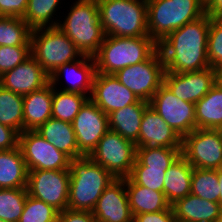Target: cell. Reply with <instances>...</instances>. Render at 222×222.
<instances>
[{
    "label": "cell",
    "instance_id": "cell-29",
    "mask_svg": "<svg viewBox=\"0 0 222 222\" xmlns=\"http://www.w3.org/2000/svg\"><path fill=\"white\" fill-rule=\"evenodd\" d=\"M23 96L0 85V123L23 132Z\"/></svg>",
    "mask_w": 222,
    "mask_h": 222
},
{
    "label": "cell",
    "instance_id": "cell-36",
    "mask_svg": "<svg viewBox=\"0 0 222 222\" xmlns=\"http://www.w3.org/2000/svg\"><path fill=\"white\" fill-rule=\"evenodd\" d=\"M58 212L52 205L28 195L18 222H57Z\"/></svg>",
    "mask_w": 222,
    "mask_h": 222
},
{
    "label": "cell",
    "instance_id": "cell-2",
    "mask_svg": "<svg viewBox=\"0 0 222 222\" xmlns=\"http://www.w3.org/2000/svg\"><path fill=\"white\" fill-rule=\"evenodd\" d=\"M68 209L92 212L103 191L115 178L89 156L71 159Z\"/></svg>",
    "mask_w": 222,
    "mask_h": 222
},
{
    "label": "cell",
    "instance_id": "cell-35",
    "mask_svg": "<svg viewBox=\"0 0 222 222\" xmlns=\"http://www.w3.org/2000/svg\"><path fill=\"white\" fill-rule=\"evenodd\" d=\"M27 196V188L0 189V219L18 222Z\"/></svg>",
    "mask_w": 222,
    "mask_h": 222
},
{
    "label": "cell",
    "instance_id": "cell-34",
    "mask_svg": "<svg viewBox=\"0 0 222 222\" xmlns=\"http://www.w3.org/2000/svg\"><path fill=\"white\" fill-rule=\"evenodd\" d=\"M218 182V170L193 168L191 194L218 202L220 195Z\"/></svg>",
    "mask_w": 222,
    "mask_h": 222
},
{
    "label": "cell",
    "instance_id": "cell-45",
    "mask_svg": "<svg viewBox=\"0 0 222 222\" xmlns=\"http://www.w3.org/2000/svg\"><path fill=\"white\" fill-rule=\"evenodd\" d=\"M218 179H219V187H220V195H219V200L218 203L220 205V208L222 210V167L218 169Z\"/></svg>",
    "mask_w": 222,
    "mask_h": 222
},
{
    "label": "cell",
    "instance_id": "cell-11",
    "mask_svg": "<svg viewBox=\"0 0 222 222\" xmlns=\"http://www.w3.org/2000/svg\"><path fill=\"white\" fill-rule=\"evenodd\" d=\"M149 106L181 138L196 129L195 104L179 99L164 83L149 101Z\"/></svg>",
    "mask_w": 222,
    "mask_h": 222
},
{
    "label": "cell",
    "instance_id": "cell-28",
    "mask_svg": "<svg viewBox=\"0 0 222 222\" xmlns=\"http://www.w3.org/2000/svg\"><path fill=\"white\" fill-rule=\"evenodd\" d=\"M195 120L198 129L222 130V85L218 82L195 103Z\"/></svg>",
    "mask_w": 222,
    "mask_h": 222
},
{
    "label": "cell",
    "instance_id": "cell-21",
    "mask_svg": "<svg viewBox=\"0 0 222 222\" xmlns=\"http://www.w3.org/2000/svg\"><path fill=\"white\" fill-rule=\"evenodd\" d=\"M53 85L23 96V131L36 130L52 117Z\"/></svg>",
    "mask_w": 222,
    "mask_h": 222
},
{
    "label": "cell",
    "instance_id": "cell-43",
    "mask_svg": "<svg viewBox=\"0 0 222 222\" xmlns=\"http://www.w3.org/2000/svg\"><path fill=\"white\" fill-rule=\"evenodd\" d=\"M19 133L13 128L0 123V151L18 147Z\"/></svg>",
    "mask_w": 222,
    "mask_h": 222
},
{
    "label": "cell",
    "instance_id": "cell-18",
    "mask_svg": "<svg viewBox=\"0 0 222 222\" xmlns=\"http://www.w3.org/2000/svg\"><path fill=\"white\" fill-rule=\"evenodd\" d=\"M49 82L50 76L32 55L0 76L1 86L22 96L43 88Z\"/></svg>",
    "mask_w": 222,
    "mask_h": 222
},
{
    "label": "cell",
    "instance_id": "cell-10",
    "mask_svg": "<svg viewBox=\"0 0 222 222\" xmlns=\"http://www.w3.org/2000/svg\"><path fill=\"white\" fill-rule=\"evenodd\" d=\"M165 66L158 49L149 59L119 70L114 76L140 100L149 102L163 84Z\"/></svg>",
    "mask_w": 222,
    "mask_h": 222
},
{
    "label": "cell",
    "instance_id": "cell-5",
    "mask_svg": "<svg viewBox=\"0 0 222 222\" xmlns=\"http://www.w3.org/2000/svg\"><path fill=\"white\" fill-rule=\"evenodd\" d=\"M105 35L114 37L149 36L147 0H97Z\"/></svg>",
    "mask_w": 222,
    "mask_h": 222
},
{
    "label": "cell",
    "instance_id": "cell-4",
    "mask_svg": "<svg viewBox=\"0 0 222 222\" xmlns=\"http://www.w3.org/2000/svg\"><path fill=\"white\" fill-rule=\"evenodd\" d=\"M205 14V0H147L148 34L159 44L174 30Z\"/></svg>",
    "mask_w": 222,
    "mask_h": 222
},
{
    "label": "cell",
    "instance_id": "cell-39",
    "mask_svg": "<svg viewBox=\"0 0 222 222\" xmlns=\"http://www.w3.org/2000/svg\"><path fill=\"white\" fill-rule=\"evenodd\" d=\"M31 56V46H0V76Z\"/></svg>",
    "mask_w": 222,
    "mask_h": 222
},
{
    "label": "cell",
    "instance_id": "cell-12",
    "mask_svg": "<svg viewBox=\"0 0 222 222\" xmlns=\"http://www.w3.org/2000/svg\"><path fill=\"white\" fill-rule=\"evenodd\" d=\"M18 146L21 149L28 171L69 170L71 159L35 130L20 133Z\"/></svg>",
    "mask_w": 222,
    "mask_h": 222
},
{
    "label": "cell",
    "instance_id": "cell-24",
    "mask_svg": "<svg viewBox=\"0 0 222 222\" xmlns=\"http://www.w3.org/2000/svg\"><path fill=\"white\" fill-rule=\"evenodd\" d=\"M45 140L70 159L82 157L78 151L75 132L72 123L51 117L36 130Z\"/></svg>",
    "mask_w": 222,
    "mask_h": 222
},
{
    "label": "cell",
    "instance_id": "cell-25",
    "mask_svg": "<svg viewBox=\"0 0 222 222\" xmlns=\"http://www.w3.org/2000/svg\"><path fill=\"white\" fill-rule=\"evenodd\" d=\"M28 172L19 146L0 151V189L27 188Z\"/></svg>",
    "mask_w": 222,
    "mask_h": 222
},
{
    "label": "cell",
    "instance_id": "cell-14",
    "mask_svg": "<svg viewBox=\"0 0 222 222\" xmlns=\"http://www.w3.org/2000/svg\"><path fill=\"white\" fill-rule=\"evenodd\" d=\"M78 151L89 156L99 140L109 131L106 115L90 98L72 121Z\"/></svg>",
    "mask_w": 222,
    "mask_h": 222
},
{
    "label": "cell",
    "instance_id": "cell-17",
    "mask_svg": "<svg viewBox=\"0 0 222 222\" xmlns=\"http://www.w3.org/2000/svg\"><path fill=\"white\" fill-rule=\"evenodd\" d=\"M92 214L96 222H133L125 178L115 179L103 191Z\"/></svg>",
    "mask_w": 222,
    "mask_h": 222
},
{
    "label": "cell",
    "instance_id": "cell-1",
    "mask_svg": "<svg viewBox=\"0 0 222 222\" xmlns=\"http://www.w3.org/2000/svg\"><path fill=\"white\" fill-rule=\"evenodd\" d=\"M210 20L206 13L174 30L158 44L165 72L184 73L210 67L207 56Z\"/></svg>",
    "mask_w": 222,
    "mask_h": 222
},
{
    "label": "cell",
    "instance_id": "cell-32",
    "mask_svg": "<svg viewBox=\"0 0 222 222\" xmlns=\"http://www.w3.org/2000/svg\"><path fill=\"white\" fill-rule=\"evenodd\" d=\"M180 155L181 148H136V160L133 167L169 168Z\"/></svg>",
    "mask_w": 222,
    "mask_h": 222
},
{
    "label": "cell",
    "instance_id": "cell-7",
    "mask_svg": "<svg viewBox=\"0 0 222 222\" xmlns=\"http://www.w3.org/2000/svg\"><path fill=\"white\" fill-rule=\"evenodd\" d=\"M31 55L49 76L60 66L83 56L57 26L36 28L31 31Z\"/></svg>",
    "mask_w": 222,
    "mask_h": 222
},
{
    "label": "cell",
    "instance_id": "cell-41",
    "mask_svg": "<svg viewBox=\"0 0 222 222\" xmlns=\"http://www.w3.org/2000/svg\"><path fill=\"white\" fill-rule=\"evenodd\" d=\"M133 222H177L172 206L169 209L133 216Z\"/></svg>",
    "mask_w": 222,
    "mask_h": 222
},
{
    "label": "cell",
    "instance_id": "cell-44",
    "mask_svg": "<svg viewBox=\"0 0 222 222\" xmlns=\"http://www.w3.org/2000/svg\"><path fill=\"white\" fill-rule=\"evenodd\" d=\"M205 11L213 18H222V0H205Z\"/></svg>",
    "mask_w": 222,
    "mask_h": 222
},
{
    "label": "cell",
    "instance_id": "cell-22",
    "mask_svg": "<svg viewBox=\"0 0 222 222\" xmlns=\"http://www.w3.org/2000/svg\"><path fill=\"white\" fill-rule=\"evenodd\" d=\"M171 206L177 222H215L222 216L218 202L208 201L191 193Z\"/></svg>",
    "mask_w": 222,
    "mask_h": 222
},
{
    "label": "cell",
    "instance_id": "cell-20",
    "mask_svg": "<svg viewBox=\"0 0 222 222\" xmlns=\"http://www.w3.org/2000/svg\"><path fill=\"white\" fill-rule=\"evenodd\" d=\"M90 62V63H89ZM66 72V73H65ZM62 74L66 75V79L70 84L60 89L61 91L91 95L93 80L96 74L95 61L93 57L83 55L76 61H72L60 66L50 76V83L56 88V83ZM89 92V93H88ZM88 93V94H87Z\"/></svg>",
    "mask_w": 222,
    "mask_h": 222
},
{
    "label": "cell",
    "instance_id": "cell-13",
    "mask_svg": "<svg viewBox=\"0 0 222 222\" xmlns=\"http://www.w3.org/2000/svg\"><path fill=\"white\" fill-rule=\"evenodd\" d=\"M69 182V170H30L28 195L63 211L68 205Z\"/></svg>",
    "mask_w": 222,
    "mask_h": 222
},
{
    "label": "cell",
    "instance_id": "cell-37",
    "mask_svg": "<svg viewBox=\"0 0 222 222\" xmlns=\"http://www.w3.org/2000/svg\"><path fill=\"white\" fill-rule=\"evenodd\" d=\"M168 168L133 167L129 178L137 185L164 193L165 173Z\"/></svg>",
    "mask_w": 222,
    "mask_h": 222
},
{
    "label": "cell",
    "instance_id": "cell-23",
    "mask_svg": "<svg viewBox=\"0 0 222 222\" xmlns=\"http://www.w3.org/2000/svg\"><path fill=\"white\" fill-rule=\"evenodd\" d=\"M148 106L149 102L140 100L137 103L111 112L108 114L109 130L119 133L123 138L136 145L142 116Z\"/></svg>",
    "mask_w": 222,
    "mask_h": 222
},
{
    "label": "cell",
    "instance_id": "cell-40",
    "mask_svg": "<svg viewBox=\"0 0 222 222\" xmlns=\"http://www.w3.org/2000/svg\"><path fill=\"white\" fill-rule=\"evenodd\" d=\"M28 0H0V16L24 17Z\"/></svg>",
    "mask_w": 222,
    "mask_h": 222
},
{
    "label": "cell",
    "instance_id": "cell-6",
    "mask_svg": "<svg viewBox=\"0 0 222 222\" xmlns=\"http://www.w3.org/2000/svg\"><path fill=\"white\" fill-rule=\"evenodd\" d=\"M66 19L58 26L83 54L93 57L103 42L97 0H77Z\"/></svg>",
    "mask_w": 222,
    "mask_h": 222
},
{
    "label": "cell",
    "instance_id": "cell-33",
    "mask_svg": "<svg viewBox=\"0 0 222 222\" xmlns=\"http://www.w3.org/2000/svg\"><path fill=\"white\" fill-rule=\"evenodd\" d=\"M59 2L60 0H28L27 10L23 17L24 21L32 30L47 25L48 27L58 26L59 22L51 19L54 17Z\"/></svg>",
    "mask_w": 222,
    "mask_h": 222
},
{
    "label": "cell",
    "instance_id": "cell-27",
    "mask_svg": "<svg viewBox=\"0 0 222 222\" xmlns=\"http://www.w3.org/2000/svg\"><path fill=\"white\" fill-rule=\"evenodd\" d=\"M192 174L193 167L182 155L167 169L164 194L171 205L191 193Z\"/></svg>",
    "mask_w": 222,
    "mask_h": 222
},
{
    "label": "cell",
    "instance_id": "cell-9",
    "mask_svg": "<svg viewBox=\"0 0 222 222\" xmlns=\"http://www.w3.org/2000/svg\"><path fill=\"white\" fill-rule=\"evenodd\" d=\"M181 155L193 168L222 167V130L196 128L182 138Z\"/></svg>",
    "mask_w": 222,
    "mask_h": 222
},
{
    "label": "cell",
    "instance_id": "cell-16",
    "mask_svg": "<svg viewBox=\"0 0 222 222\" xmlns=\"http://www.w3.org/2000/svg\"><path fill=\"white\" fill-rule=\"evenodd\" d=\"M106 115L140 101L114 75L96 73L89 97Z\"/></svg>",
    "mask_w": 222,
    "mask_h": 222
},
{
    "label": "cell",
    "instance_id": "cell-38",
    "mask_svg": "<svg viewBox=\"0 0 222 222\" xmlns=\"http://www.w3.org/2000/svg\"><path fill=\"white\" fill-rule=\"evenodd\" d=\"M207 56L211 68L217 69L222 65V18L211 17Z\"/></svg>",
    "mask_w": 222,
    "mask_h": 222
},
{
    "label": "cell",
    "instance_id": "cell-26",
    "mask_svg": "<svg viewBox=\"0 0 222 222\" xmlns=\"http://www.w3.org/2000/svg\"><path fill=\"white\" fill-rule=\"evenodd\" d=\"M125 187L133 216L142 213H155L171 207L163 192L137 185L129 177L125 178Z\"/></svg>",
    "mask_w": 222,
    "mask_h": 222
},
{
    "label": "cell",
    "instance_id": "cell-42",
    "mask_svg": "<svg viewBox=\"0 0 222 222\" xmlns=\"http://www.w3.org/2000/svg\"><path fill=\"white\" fill-rule=\"evenodd\" d=\"M57 222H96L92 212L66 208L58 212Z\"/></svg>",
    "mask_w": 222,
    "mask_h": 222
},
{
    "label": "cell",
    "instance_id": "cell-8",
    "mask_svg": "<svg viewBox=\"0 0 222 222\" xmlns=\"http://www.w3.org/2000/svg\"><path fill=\"white\" fill-rule=\"evenodd\" d=\"M89 157L115 179L127 178L136 160V145L119 133L109 130L99 140Z\"/></svg>",
    "mask_w": 222,
    "mask_h": 222
},
{
    "label": "cell",
    "instance_id": "cell-19",
    "mask_svg": "<svg viewBox=\"0 0 222 222\" xmlns=\"http://www.w3.org/2000/svg\"><path fill=\"white\" fill-rule=\"evenodd\" d=\"M169 147L181 148L182 138L148 106L142 116V122L136 148Z\"/></svg>",
    "mask_w": 222,
    "mask_h": 222
},
{
    "label": "cell",
    "instance_id": "cell-30",
    "mask_svg": "<svg viewBox=\"0 0 222 222\" xmlns=\"http://www.w3.org/2000/svg\"><path fill=\"white\" fill-rule=\"evenodd\" d=\"M31 31L21 17L0 16V46H31Z\"/></svg>",
    "mask_w": 222,
    "mask_h": 222
},
{
    "label": "cell",
    "instance_id": "cell-47",
    "mask_svg": "<svg viewBox=\"0 0 222 222\" xmlns=\"http://www.w3.org/2000/svg\"><path fill=\"white\" fill-rule=\"evenodd\" d=\"M215 222H222V216L219 219H217Z\"/></svg>",
    "mask_w": 222,
    "mask_h": 222
},
{
    "label": "cell",
    "instance_id": "cell-31",
    "mask_svg": "<svg viewBox=\"0 0 222 222\" xmlns=\"http://www.w3.org/2000/svg\"><path fill=\"white\" fill-rule=\"evenodd\" d=\"M89 96L84 94L58 91L53 87L52 117L72 123Z\"/></svg>",
    "mask_w": 222,
    "mask_h": 222
},
{
    "label": "cell",
    "instance_id": "cell-46",
    "mask_svg": "<svg viewBox=\"0 0 222 222\" xmlns=\"http://www.w3.org/2000/svg\"><path fill=\"white\" fill-rule=\"evenodd\" d=\"M217 70V82L222 85V65Z\"/></svg>",
    "mask_w": 222,
    "mask_h": 222
},
{
    "label": "cell",
    "instance_id": "cell-3",
    "mask_svg": "<svg viewBox=\"0 0 222 222\" xmlns=\"http://www.w3.org/2000/svg\"><path fill=\"white\" fill-rule=\"evenodd\" d=\"M157 50L158 44L150 36L105 35L98 52L93 56L96 73L114 75L122 68L149 59Z\"/></svg>",
    "mask_w": 222,
    "mask_h": 222
},
{
    "label": "cell",
    "instance_id": "cell-15",
    "mask_svg": "<svg viewBox=\"0 0 222 222\" xmlns=\"http://www.w3.org/2000/svg\"><path fill=\"white\" fill-rule=\"evenodd\" d=\"M217 82V70L206 68L184 73L165 72L163 83L179 99L196 103L205 96Z\"/></svg>",
    "mask_w": 222,
    "mask_h": 222
}]
</instances>
